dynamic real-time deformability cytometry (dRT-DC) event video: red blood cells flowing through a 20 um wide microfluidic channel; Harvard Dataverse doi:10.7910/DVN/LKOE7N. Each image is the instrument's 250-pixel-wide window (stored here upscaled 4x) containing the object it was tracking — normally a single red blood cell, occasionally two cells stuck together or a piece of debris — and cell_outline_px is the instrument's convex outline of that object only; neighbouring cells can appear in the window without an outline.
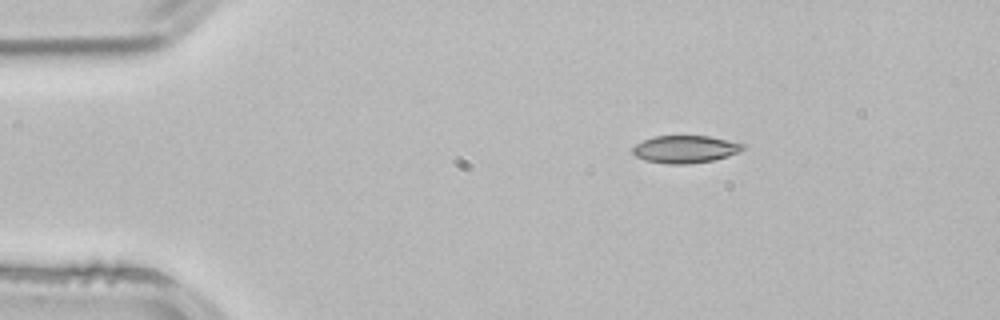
{"species": "common noctule bat (a hibernating species)", "species_latin": "Nyctalus noctula", "temperature_condition": "room temperature", "stored_images_in_passage": 2, "camera_frame_rate_fps": 3000, "um_per_image_px": 0.085, "animal": {"sex": "male", "body_mass_g": 21.5, "forearm_length_mm": 52.0}, "frame": {"image": 1, "passage_image": 1, "time_ms": 0.0, "image_size_px": [1000, 320], "cell_outline_px": [[744, 148], [740, 152], [728, 156], [712, 160], [688, 164], [664, 164], [644, 160], [636, 156], [632, 152], [632, 148], [636, 144], [644, 140], [656, 136], [708, 136], [728, 140], [744, 144]], "centroid_in_image_um": [58.23, 12.69], "position_along_channel_um": 26.8, "area_um2": 17.63}}